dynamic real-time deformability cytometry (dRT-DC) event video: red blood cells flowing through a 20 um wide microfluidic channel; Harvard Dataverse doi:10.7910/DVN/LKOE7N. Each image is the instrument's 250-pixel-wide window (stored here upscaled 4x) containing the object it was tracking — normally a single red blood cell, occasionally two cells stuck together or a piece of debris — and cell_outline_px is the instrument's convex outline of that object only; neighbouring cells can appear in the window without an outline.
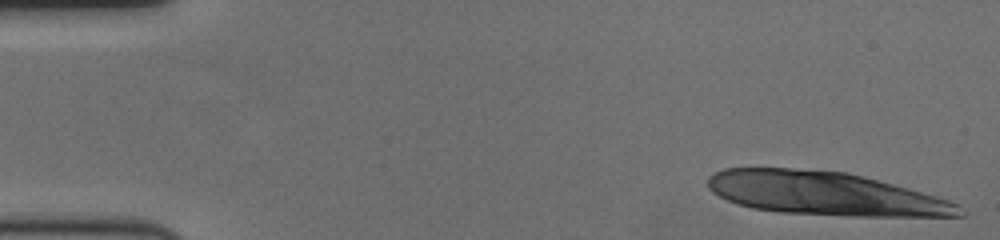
{"species": "human", "species_latin": "Homo sapiens", "temperature_condition": "cold", "stored_images_in_passage": 15, "camera_frame_rate_fps": 3000, "um_per_image_px": 0.085, "donor": {"sex": "female"}, "frame": {"image": 1, "passage_image": 1, "time_ms": 0.0, "image_size_px": [1000, 240], "cell_outline_px": [[968, 212], [964, 216], [848, 216], [780, 212], [752, 208], [736, 204], [712, 192], [708, 188], [708, 176], [712, 172], [724, 168], [792, 168], [848, 172], [908, 188], [948, 200], [960, 204]], "centroid_in_image_um": [70.12, 16.45], "position_along_channel_um": 14.9, "area_um2": 63.75}}